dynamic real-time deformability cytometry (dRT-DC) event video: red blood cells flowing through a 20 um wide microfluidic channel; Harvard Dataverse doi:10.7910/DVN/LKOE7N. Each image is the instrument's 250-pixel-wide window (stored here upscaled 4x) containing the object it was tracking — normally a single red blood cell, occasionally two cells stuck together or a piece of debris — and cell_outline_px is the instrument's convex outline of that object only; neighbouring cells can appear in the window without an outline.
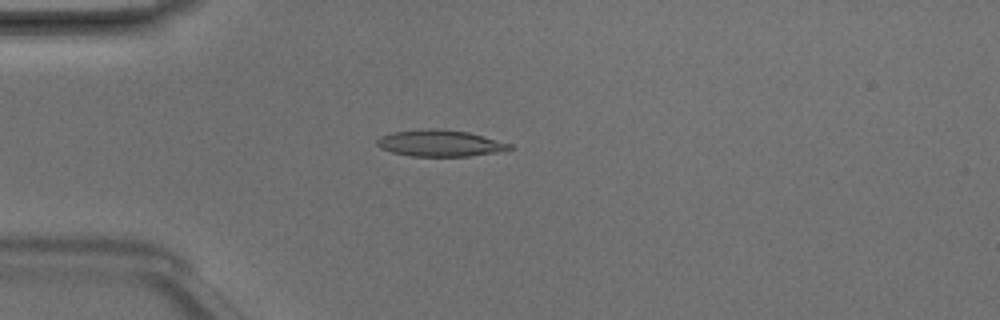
{"species": "Egyptian fruit bat (a non-hibernating species)", "species_latin": "Rousettus aegyptiacus", "temperature_condition": "room temperature", "stored_images_in_passage": 47, "camera_frame_rate_fps": 3000, "um_per_image_px": 0.085, "animal": {"sex": "male"}, "frame": {"image": 1, "passage_image": 12, "time_ms": 3.667, "image_size_px": [1000, 320], "cell_outline_px": [[516, 148], [500, 152], [468, 156], [412, 156], [392, 152], [380, 148], [376, 144], [376, 140], [380, 136], [392, 132], [424, 128], [436, 128], [468, 132], [512, 144]], "centroid_in_image_um": [37.41, 12.17], "position_along_channel_um": 47.6, "area_um2": 20.63}}
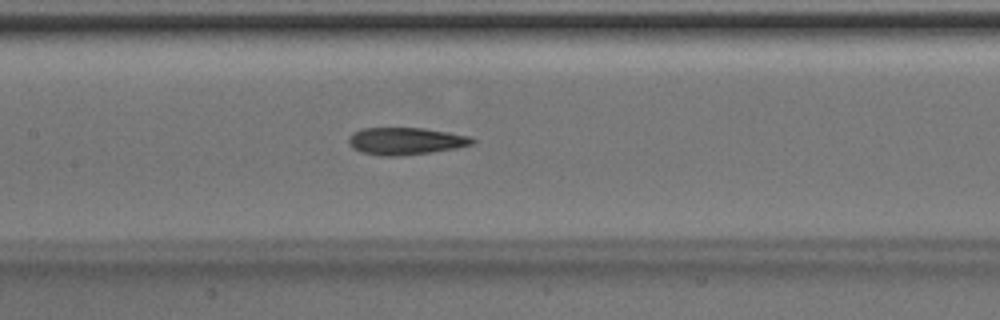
{"frame": {"image": 2, "passage_image": 22, "time_ms": 7.0, "image_size_px": [1000, 320], "cell_outline_px": [[476, 140], [472, 144], [456, 148], [400, 156], [380, 156], [360, 152], [352, 148], [348, 144], [348, 136], [352, 132], [360, 128], [424, 128], [472, 136]], "centroid_in_image_um": [34.43, 11.98], "position_along_channel_um": 173.0, "area_um2": 19.83}}
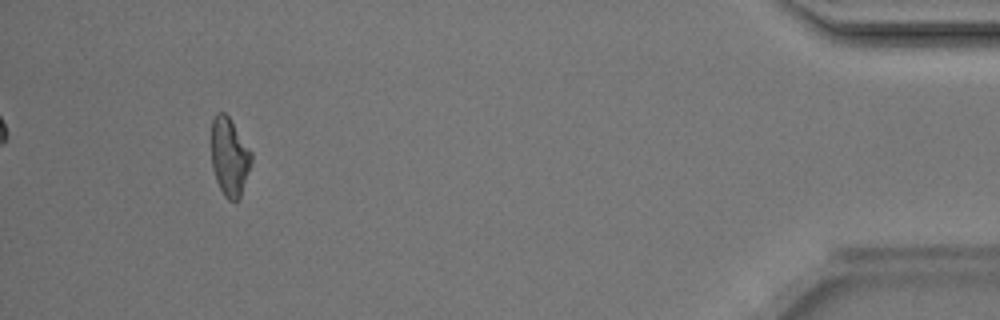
{"frame": {"image": 3, "passage_image": 44, "time_ms": 14.333, "image_size_px": [1000, 320], "cell_outline_px": [[252, 160], [240, 196], [236, 200], [228, 200], [224, 196], [216, 180], [212, 168], [212, 120], [216, 112], [224, 112], [228, 116], [252, 152]], "centroid_in_image_um": [19.49, 13.32], "position_along_channel_um": 415.7, "area_um2": 17.98}, "authors_computed_cell_mechanics": {"area_um2": 19.363, "velocity_mm_per_s": 4.2306, "shape_relaxation_time_tau1_ms": 9.3858, "shape_relaxation_time_tau2_ms": 5.5173, "deformation_change_tau1": 0.269, "deformation_change_tau2": 0.1654}}